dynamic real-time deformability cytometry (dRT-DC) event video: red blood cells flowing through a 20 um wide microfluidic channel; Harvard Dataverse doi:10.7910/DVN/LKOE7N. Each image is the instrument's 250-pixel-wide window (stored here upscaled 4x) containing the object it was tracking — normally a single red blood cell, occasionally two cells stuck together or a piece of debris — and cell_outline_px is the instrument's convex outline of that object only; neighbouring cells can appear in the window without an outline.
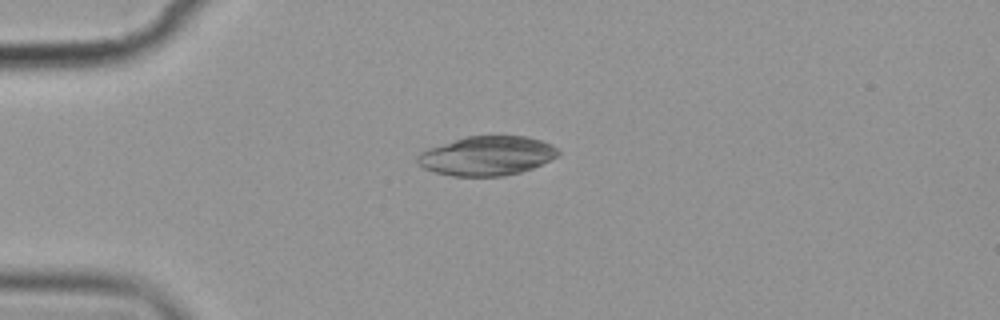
{"species": "common noctule bat (a hibernating species)", "species_latin": "Nyctalus noctula", "temperature_condition": "cold", "stored_images_in_passage": 12, "camera_frame_rate_fps": 3000, "um_per_image_px": 0.085, "animal": {"sex": "female", "body_mass_g": 19.9}, "frame": {"image": 1, "passage_image": 1, "time_ms": 0.0, "image_size_px": [1000, 320], "cell_outline_px": [[560, 152], [556, 156], [532, 168], [520, 172], [504, 176], [452, 176], [436, 172], [424, 168], [416, 164], [416, 156], [420, 152], [428, 148], [468, 136], [528, 136], [552, 144]], "centroid_in_image_um": [41.35, 13.25], "position_along_channel_um": 43.6, "area_um2": 32.02}}
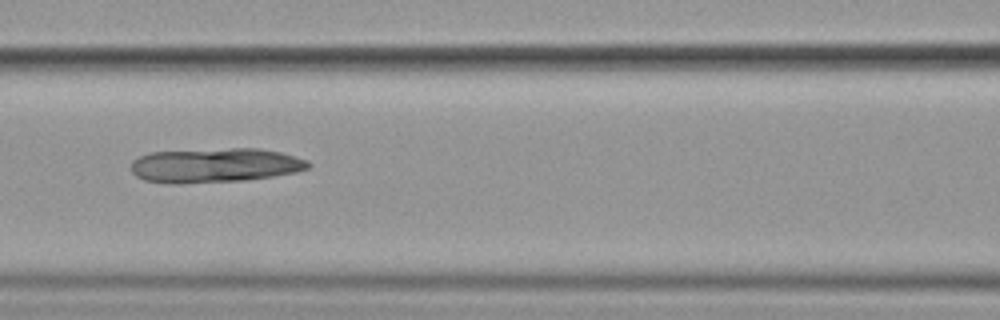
{"frame": {"image": 2, "passage_image": 4, "time_ms": 3.667, "image_size_px": [1000, 320], "cell_outline_px": [[312, 164], [308, 168], [296, 172], [272, 176], [244, 180], [176, 184], [168, 184], [144, 180], [136, 176], [132, 172], [132, 160], [148, 152], [232, 148], [260, 148], [280, 152], [308, 160]], "centroid_in_image_um": [18.26, 14.05], "position_along_channel_um": 148.3, "area_um2": 35.72}}
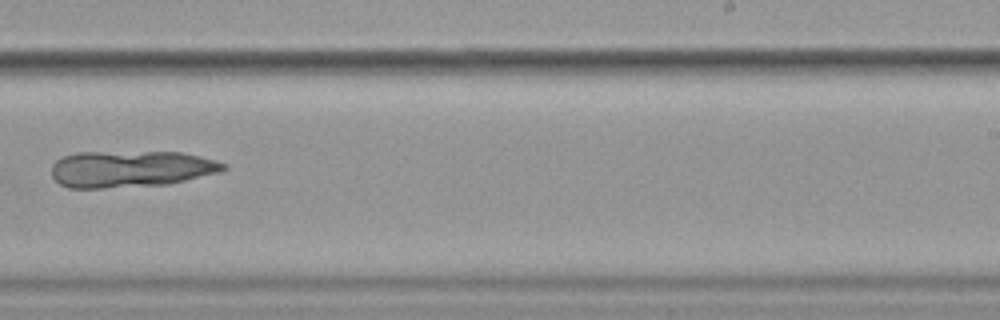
{"frame": {"image": 3, "passage_image": 7, "time_ms": 7.333, "image_size_px": [1000, 320], "cell_outline_px": [[228, 168], [220, 172], [168, 184], [104, 188], [68, 188], [60, 184], [52, 176], [52, 164], [56, 160], [64, 156], [76, 152], [180, 152], [200, 156], [216, 160], [224, 164]], "centroid_in_image_um": [11.1, 14.36], "position_along_channel_um": 277.9, "area_um2": 36.7}}